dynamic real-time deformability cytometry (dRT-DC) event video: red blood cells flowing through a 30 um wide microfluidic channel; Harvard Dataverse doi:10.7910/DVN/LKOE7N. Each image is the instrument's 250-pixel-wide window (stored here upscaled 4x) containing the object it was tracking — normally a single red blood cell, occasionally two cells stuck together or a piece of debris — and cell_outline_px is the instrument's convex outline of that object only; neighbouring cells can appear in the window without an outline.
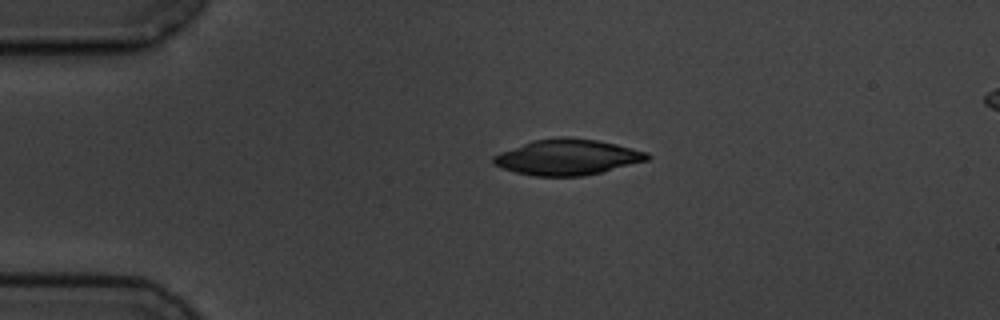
{"species": "common noctule bat (a hibernating species)", "species_latin": "Nyctalus noctula", "temperature_condition": "cold", "stored_images_in_passage": 13, "camera_frame_rate_fps": 3000, "um_per_image_px": 0.085, "animal": {"sex": "male", "body_mass_g": 19.5, "forearm_length_mm": 54.6}, "frame": {"image": 1, "passage_image": 2, "time_ms": 2.0, "image_size_px": [1000, 320], "cell_outline_px": [[652, 156], [648, 160], [584, 176], [536, 176], [516, 172], [492, 164], [492, 156], [500, 152], [532, 140], [560, 136], [568, 136], [596, 140], [616, 144], [648, 152]], "centroid_in_image_um": [48.22, 13.34], "position_along_channel_um": 36.8, "area_um2": 32.02}}
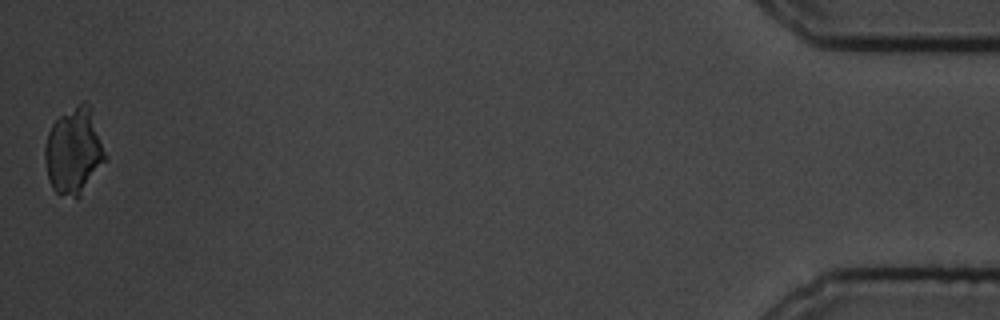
{"frame": {"image": 2, "passage_image": 13, "time_ms": 16.667, "image_size_px": [1000, 320], "cell_outline_px": [[108, 156], [80, 196], [76, 200], [60, 196], [52, 188], [48, 176], [44, 156], [44, 148], [48, 132], [52, 124], [60, 116], [80, 100], [84, 100], [92, 108]], "centroid_in_image_um": [6.29, 12.83], "position_along_channel_um": 428.9, "area_um2": 30.92}}